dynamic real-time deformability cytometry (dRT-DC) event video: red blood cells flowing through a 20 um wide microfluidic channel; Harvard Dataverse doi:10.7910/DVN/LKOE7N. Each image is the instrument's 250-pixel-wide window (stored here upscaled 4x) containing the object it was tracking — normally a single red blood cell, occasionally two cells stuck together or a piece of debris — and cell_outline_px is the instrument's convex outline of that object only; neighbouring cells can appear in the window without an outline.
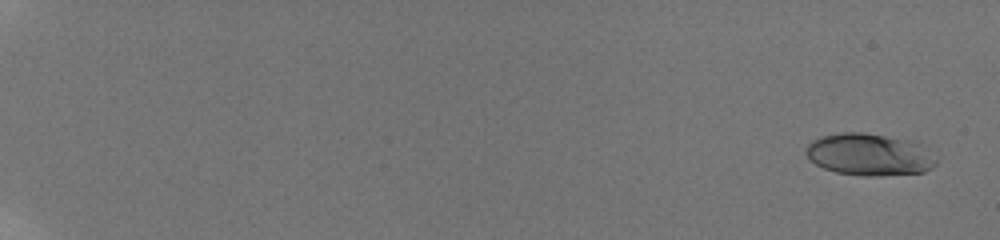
{"species": "human", "species_latin": "Homo sapiens", "temperature_condition": "room temperature", "stored_images_in_passage": 20, "camera_frame_rate_fps": 3000, "um_per_image_px": 0.085, "donor": {"sex": "male"}, "frame": {"image": 1, "passage_image": 1, "time_ms": 0.0, "image_size_px": [1000, 240], "cell_outline_px": [[936, 164], [932, 168], [924, 172], [880, 176], [864, 176], [836, 172], [824, 168], [816, 164], [804, 152], [804, 148], [812, 140], [820, 136], [840, 132], [864, 132], [920, 140], [936, 160]], "centroid_in_image_um": [73.93, 13.11], "position_along_channel_um": 11.1, "area_um2": 32.6}}
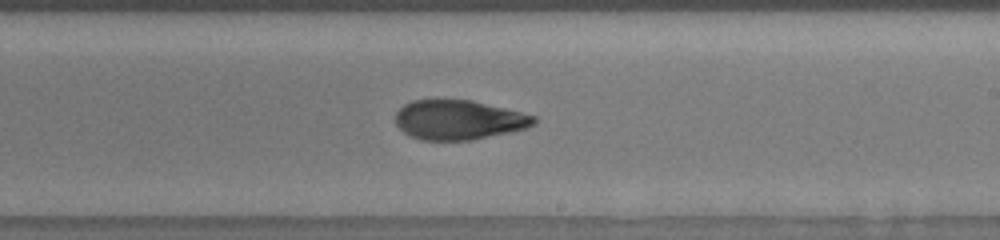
{"frame": {"image": 2, "passage_image": 18, "time_ms": 12.333, "image_size_px": [1000, 240], "cell_outline_px": [[536, 124], [528, 128], [472, 140], [420, 140], [404, 132], [396, 124], [396, 112], [404, 104], [412, 100], [472, 100], [536, 116]], "centroid_in_image_um": [39.0, 10.19], "position_along_channel_um": 250.0, "area_um2": 31.79}}
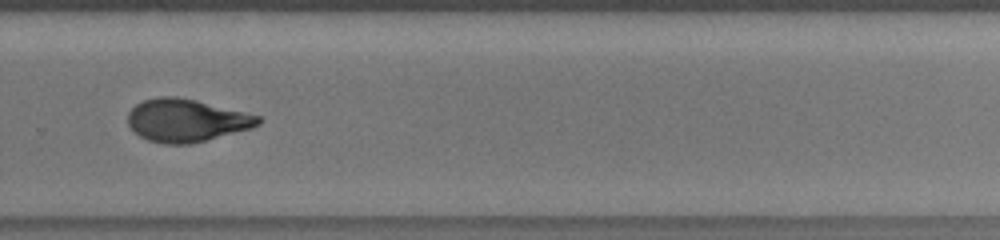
{"frame": {"image": 3, "passage_image": 20, "time_ms": 14.0, "image_size_px": [1000, 240], "cell_outline_px": [[264, 120], [260, 124], [252, 128], [192, 144], [164, 144], [148, 140], [140, 136], [128, 124], [128, 112], [136, 104], [144, 100], [156, 96], [176, 96], [196, 100], [260, 116]], "centroid_in_image_um": [15.85, 10.23], "position_along_channel_um": 313.9, "area_um2": 32.54}}